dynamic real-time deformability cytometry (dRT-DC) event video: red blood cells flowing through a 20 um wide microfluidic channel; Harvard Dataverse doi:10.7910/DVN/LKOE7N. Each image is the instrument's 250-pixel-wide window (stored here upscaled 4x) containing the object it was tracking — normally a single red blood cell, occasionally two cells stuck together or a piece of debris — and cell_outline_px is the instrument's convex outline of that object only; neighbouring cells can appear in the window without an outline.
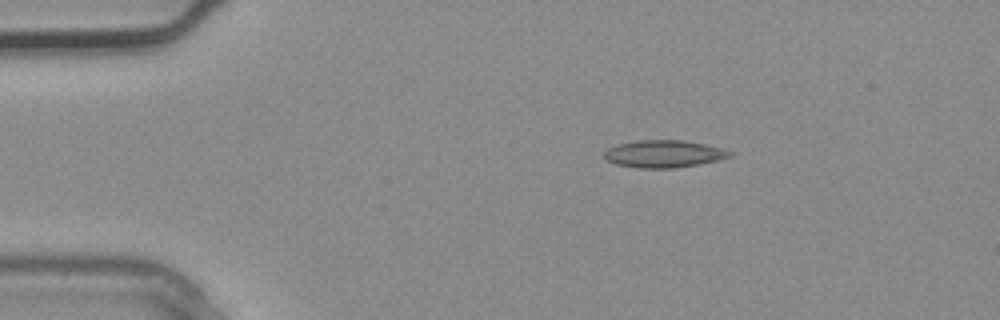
{"species": "common noctule bat (a hibernating species)", "species_latin": "Nyctalus noctula", "temperature_condition": "warm", "stored_images_in_passage": 2, "camera_frame_rate_fps": 3000, "um_per_image_px": 0.085, "animal": {"sex": "male", "body_mass_g": 20.4}, "frame": {"image": 1, "passage_image": 1, "time_ms": 0.0, "image_size_px": [1000, 320], "cell_outline_px": [[736, 152], [732, 156], [700, 164], [676, 168], [636, 168], [616, 164], [604, 160], [604, 152], [608, 148], [620, 144], [636, 140], [684, 140], [704, 144]], "centroid_in_image_um": [56.42, 13.08], "position_along_channel_um": 28.6, "area_um2": 20.11}}